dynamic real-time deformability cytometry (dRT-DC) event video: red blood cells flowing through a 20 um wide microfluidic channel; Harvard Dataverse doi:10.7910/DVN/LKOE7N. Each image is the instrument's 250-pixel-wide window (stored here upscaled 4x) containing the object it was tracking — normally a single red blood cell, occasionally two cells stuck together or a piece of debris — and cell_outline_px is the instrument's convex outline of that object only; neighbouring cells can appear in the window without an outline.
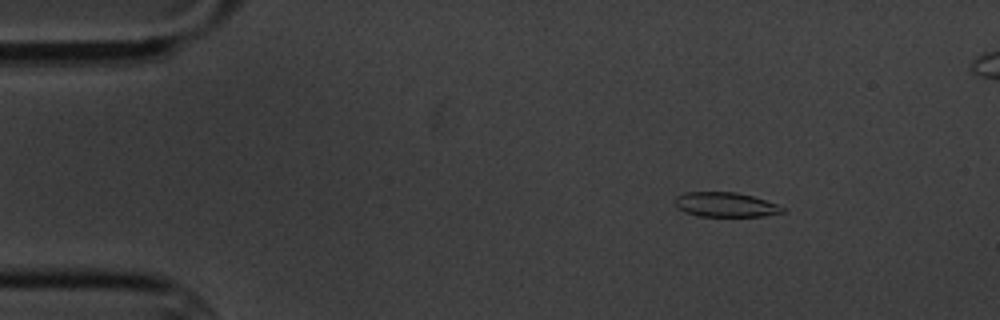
{"species": "common noctule bat (a hibernating species)", "species_latin": "Nyctalus noctula", "temperature_condition": "cold", "stored_images_in_passage": 5, "camera_frame_rate_fps": 3000, "um_per_image_px": 0.085, "animal": {"sex": "male", "body_mass_g": 20.1, "forearm_length_mm": 53.5}, "frame": {"image": 1, "passage_image": 2, "time_ms": 1.333, "image_size_px": [1000, 320], "cell_outline_px": [[784, 212], [764, 216], [700, 216], [684, 212], [676, 204], [676, 196], [684, 192], [736, 192], [752, 196], [776, 204], [784, 208]], "centroid_in_image_um": [61.66, 17.39], "position_along_channel_um": 23.3, "area_um2": 15.2}}